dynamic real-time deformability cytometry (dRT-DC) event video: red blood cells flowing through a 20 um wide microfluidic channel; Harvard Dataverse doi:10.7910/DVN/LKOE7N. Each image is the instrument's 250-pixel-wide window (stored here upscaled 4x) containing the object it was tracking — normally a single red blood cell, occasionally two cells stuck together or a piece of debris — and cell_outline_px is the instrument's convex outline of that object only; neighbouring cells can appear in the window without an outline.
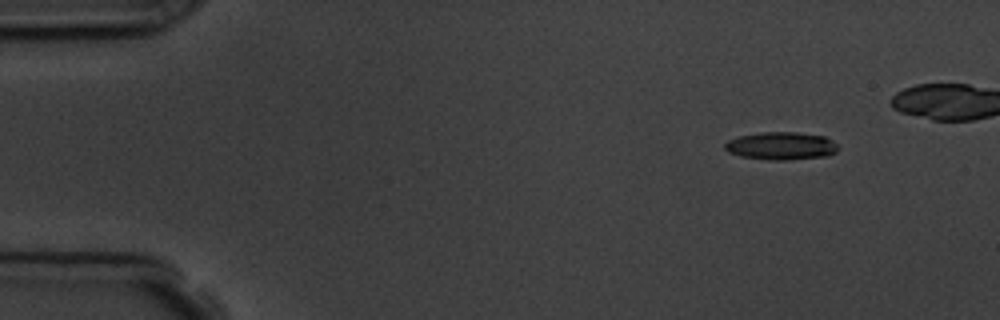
{"species": "common noctule bat (a hibernating species)", "species_latin": "Nyctalus noctula", "temperature_condition": "room temperature", "stored_images_in_passage": 11, "camera_frame_rate_fps": 3000, "um_per_image_px": 0.085, "animal": {"sex": "male", "body_mass_g": 19.5, "forearm_length_mm": 54.6}, "frame": {"image": 1, "passage_image": 1, "time_ms": 0.0, "image_size_px": [1000, 320], "cell_outline_px": [[840, 148], [836, 152], [828, 156], [788, 160], [768, 160], [740, 156], [728, 152], [724, 148], [724, 144], [728, 140], [740, 136], [760, 132], [796, 132], [824, 136], [836, 144]], "centroid_in_image_um": [66.4, 12.41], "position_along_channel_um": 18.6, "area_um2": 18.44}}